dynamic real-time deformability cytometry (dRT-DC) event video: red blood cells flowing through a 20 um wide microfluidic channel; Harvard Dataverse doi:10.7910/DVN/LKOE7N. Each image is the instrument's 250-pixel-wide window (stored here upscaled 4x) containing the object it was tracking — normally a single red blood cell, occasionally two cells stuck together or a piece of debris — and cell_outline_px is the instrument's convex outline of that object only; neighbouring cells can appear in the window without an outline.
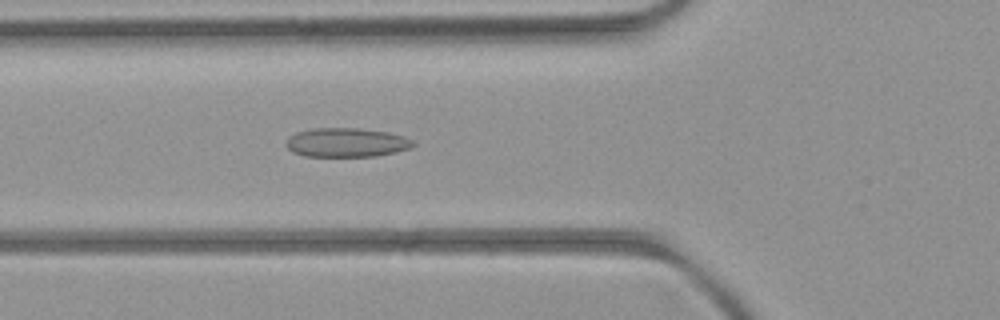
{"species": "common noctule bat (a hibernating species)", "species_latin": "Nyctalus noctula", "temperature_condition": "room temperature", "stored_images_in_passage": 53, "camera_frame_rate_fps": 3000, "um_per_image_px": 0.085, "animal": {"sex": "female", "body_mass_g": 21.9}, "frame": {"image": 1, "passage_image": 19, "time_ms": 6.0, "image_size_px": [1000, 320], "cell_outline_px": [[416, 144], [412, 148], [396, 152], [376, 156], [304, 156], [292, 152], [284, 144], [288, 136], [296, 132], [312, 128], [360, 128], [388, 132], [404, 136], [412, 140]], "centroid_in_image_um": [29.44, 12.11], "position_along_channel_um": 96.4, "area_um2": 21.79}}
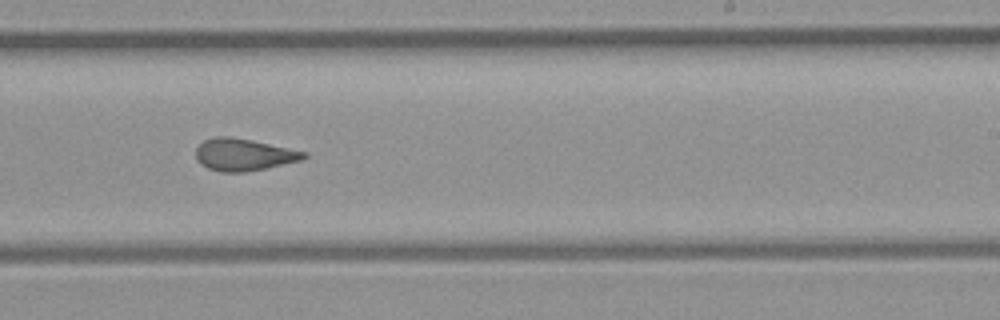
{"frame": {"image": 2, "passage_image": 32, "time_ms": 10.333, "image_size_px": [1000, 320], "cell_outline_px": [[308, 156], [300, 160], [264, 168], [244, 172], [220, 172], [208, 168], [200, 164], [196, 160], [196, 148], [204, 140], [216, 136], [228, 136], [252, 140], [308, 152]], "centroid_in_image_um": [20.68, 13.14], "position_along_channel_um": 268.3, "area_um2": 20.11}}
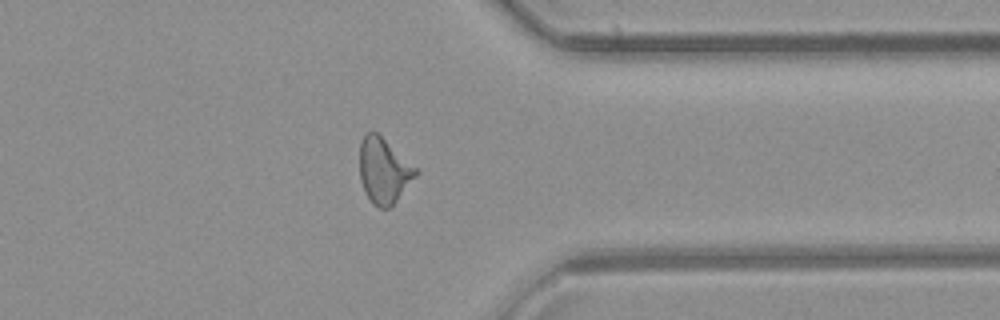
{"frame": {"image": 3, "passage_image": 41, "time_ms": 13.333, "image_size_px": [1000, 320], "cell_outline_px": [[420, 172], [396, 200], [388, 208], [380, 208], [372, 204], [360, 180], [360, 144], [364, 136], [368, 132], [376, 132], [416, 168]], "centroid_in_image_um": [32.62, 14.52], "position_along_channel_um": 378.8, "area_um2": 20.81}, "authors_computed_cell_mechanics": {"area_um2": 21.5594, "velocity_mm_per_s": 3.953, "shape_relaxation_time_tau1_ms": null, "shape_relaxation_time_tau2_ms": 1.4534, "deformation_change_tau1": null, "deformation_change_tau2": 0.0756}}